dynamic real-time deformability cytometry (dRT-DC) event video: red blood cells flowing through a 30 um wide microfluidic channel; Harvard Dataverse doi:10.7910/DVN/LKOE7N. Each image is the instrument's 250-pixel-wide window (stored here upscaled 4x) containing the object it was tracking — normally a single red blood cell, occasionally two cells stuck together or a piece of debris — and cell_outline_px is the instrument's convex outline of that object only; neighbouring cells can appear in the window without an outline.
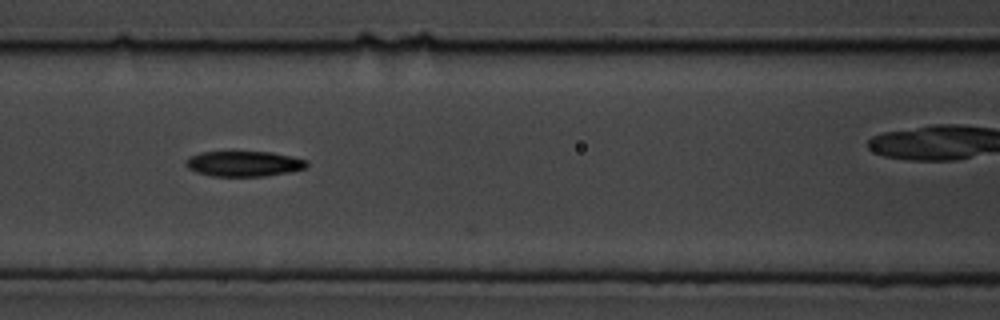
{"species": "common noctule bat (a hibernating species)", "species_latin": "Nyctalus noctula", "temperature_condition": "cold", "stored_images_in_passage": 19, "camera_frame_rate_fps": 3000, "um_per_image_px": 0.085, "animal": {"sex": "male", "body_mass_g": 19.5, "forearm_length_mm": 54.6}, "frame": {"image": 1, "passage_image": 5, "time_ms": 1.333, "image_size_px": [1000, 320], "cell_outline_px": [[308, 164], [304, 168], [288, 172], [264, 176], [212, 176], [196, 172], [188, 168], [184, 164], [184, 160], [200, 152], [272, 152], [292, 156], [308, 160]], "centroid_in_image_um": [20.71, 13.91], "position_along_channel_um": 145.9, "area_um2": 17.86}}
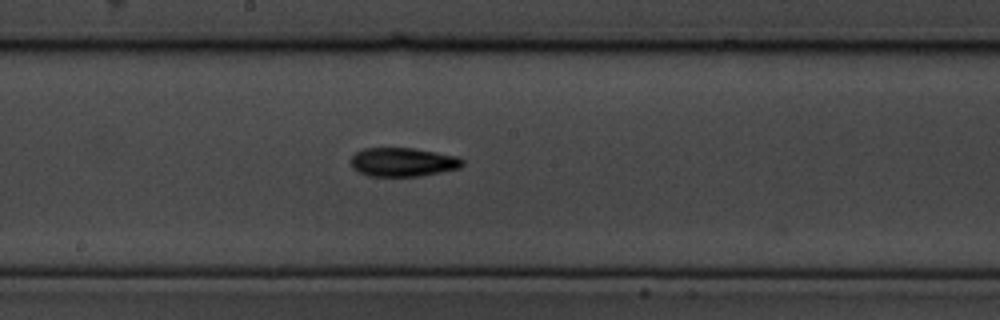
{"frame": {"image": 2, "passage_image": 11, "time_ms": 3.333, "image_size_px": [1000, 320], "cell_outline_px": [[464, 164], [460, 168], [420, 176], [368, 176], [352, 168], [352, 156], [356, 152], [364, 148], [412, 148], [436, 152], [456, 156], [464, 160]], "centroid_in_image_um": [34.26, 13.78], "position_along_channel_um": 213.9, "area_um2": 18.67}}
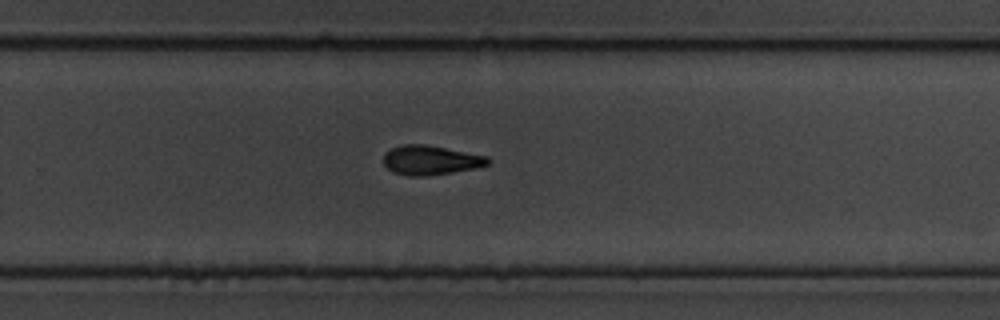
{"frame": {"image": 3, "passage_image": 18, "time_ms": 5.667, "image_size_px": [1000, 320], "cell_outline_px": [[492, 160], [488, 164], [476, 168], [452, 172], [424, 176], [408, 176], [392, 172], [384, 164], [384, 152], [400, 144], [424, 144], [488, 156]], "centroid_in_image_um": [36.59, 13.61], "position_along_channel_um": 293.2, "area_um2": 17.92}}